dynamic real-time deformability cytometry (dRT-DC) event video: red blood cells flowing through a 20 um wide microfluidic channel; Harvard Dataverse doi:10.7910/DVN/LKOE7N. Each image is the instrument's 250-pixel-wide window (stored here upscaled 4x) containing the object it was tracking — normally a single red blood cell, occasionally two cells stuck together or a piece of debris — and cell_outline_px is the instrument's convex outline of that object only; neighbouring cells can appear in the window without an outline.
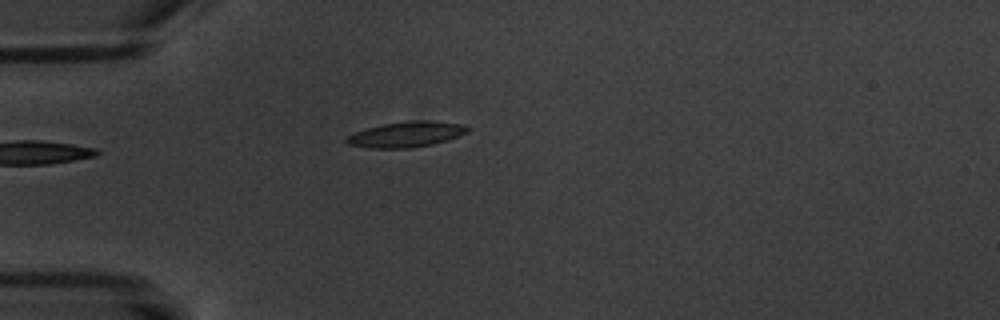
{"species": "common noctule bat (a hibernating species)", "species_latin": "Nyctalus noctula", "temperature_condition": "warm", "stored_images_in_passage": 6, "camera_frame_rate_fps": 3000, "um_per_image_px": 0.085, "animal": {"sex": "male", "body_mass_g": 20.1, "forearm_length_mm": 53.5}, "frame": {"image": 1, "passage_image": 6, "time_ms": 5.667, "image_size_px": [1000, 320], "cell_outline_px": [[472, 128], [468, 132], [448, 140], [432, 144], [412, 148], [372, 148], [348, 144], [344, 140], [348, 136], [356, 132], [368, 128], [384, 124], [416, 120], [428, 120], [460, 124]], "centroid_in_image_um": [34.57, 11.42], "position_along_channel_um": 50.4, "area_um2": 17.8}}